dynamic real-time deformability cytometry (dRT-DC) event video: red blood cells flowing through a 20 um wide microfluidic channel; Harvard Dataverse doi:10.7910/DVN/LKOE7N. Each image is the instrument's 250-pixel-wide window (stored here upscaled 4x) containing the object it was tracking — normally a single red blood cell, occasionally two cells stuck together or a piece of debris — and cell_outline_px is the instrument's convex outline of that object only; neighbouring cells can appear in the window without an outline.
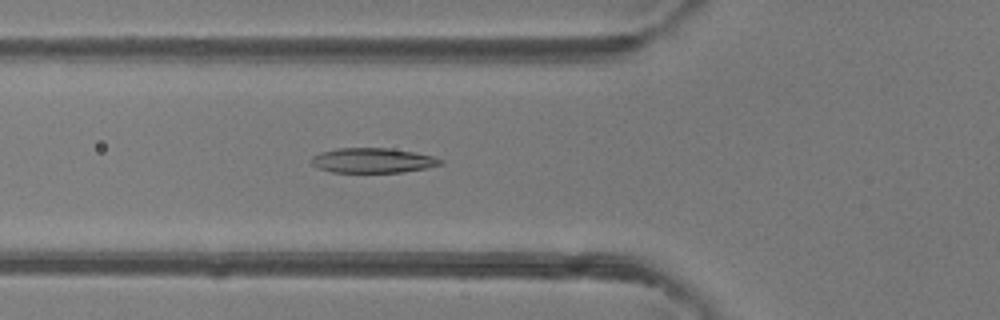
{"species": "common noctule bat (a hibernating species)", "species_latin": "Nyctalus noctula", "temperature_condition": "room temperature", "stored_images_in_passage": 49, "camera_frame_rate_fps": 3000, "um_per_image_px": 0.085, "animal": {"sex": "female"}, "frame": {"image": 1, "passage_image": 18, "time_ms": 5.667, "image_size_px": [1000, 320], "cell_outline_px": [[444, 164], [428, 168], [404, 172], [332, 172], [320, 168], [312, 164], [308, 160], [312, 156], [320, 152], [336, 148], [388, 148], [412, 152], [432, 156], [444, 160]], "centroid_in_image_um": [31.68, 13.64], "position_along_channel_um": 94.1, "area_um2": 18.79}}
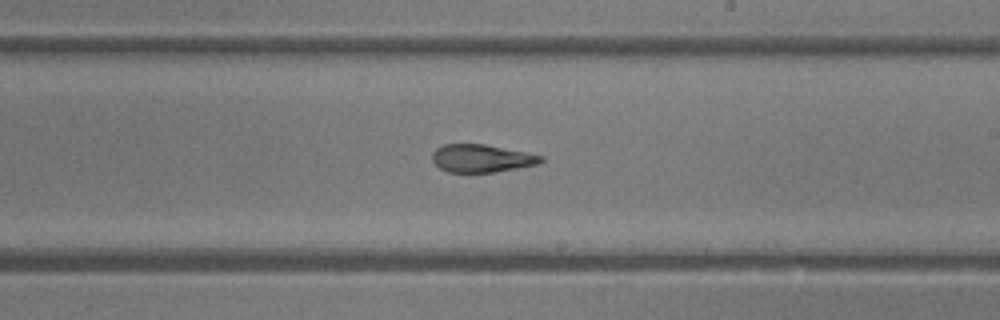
{"frame": {"image": 2, "passage_image": 29, "time_ms": 9.333, "image_size_px": [1000, 320], "cell_outline_px": [[544, 160], [536, 164], [496, 172], [448, 172], [440, 168], [432, 160], [432, 152], [436, 148], [444, 144], [484, 144], [528, 152], [544, 156]], "centroid_in_image_um": [40.93, 13.45], "position_along_channel_um": 248.1, "area_um2": 17.63}}
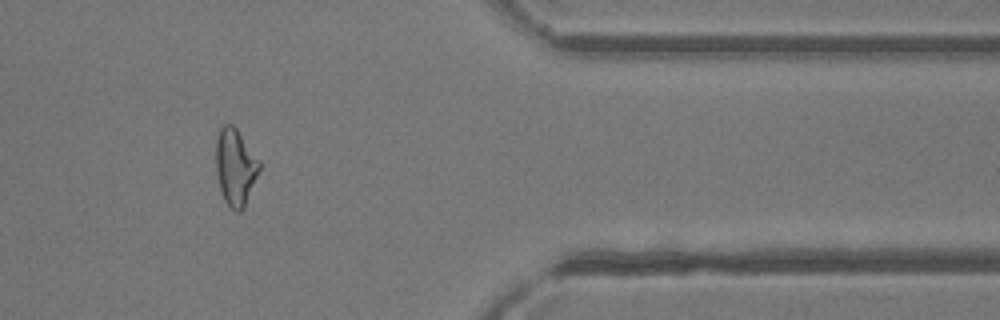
{"frame": {"image": 3, "passage_image": 41, "time_ms": 13.333, "image_size_px": [1000, 320], "cell_outline_px": [[260, 168], [244, 208], [240, 212], [236, 212], [224, 200], [220, 192], [216, 172], [216, 140], [220, 128], [224, 124], [232, 124], [236, 128], [260, 160]], "centroid_in_image_um": [19.99, 14.2], "position_along_channel_um": 391.4, "area_um2": 19.42}, "authors_computed_cell_mechanics": {"area_um2": 19.4208, "velocity_mm_per_s": 4.1789, "shape_relaxation_time_tau1_ms": null, "shape_relaxation_time_tau2_ms": 2.1444, "deformation_change_tau1": null, "deformation_change_tau2": 0.1048}}